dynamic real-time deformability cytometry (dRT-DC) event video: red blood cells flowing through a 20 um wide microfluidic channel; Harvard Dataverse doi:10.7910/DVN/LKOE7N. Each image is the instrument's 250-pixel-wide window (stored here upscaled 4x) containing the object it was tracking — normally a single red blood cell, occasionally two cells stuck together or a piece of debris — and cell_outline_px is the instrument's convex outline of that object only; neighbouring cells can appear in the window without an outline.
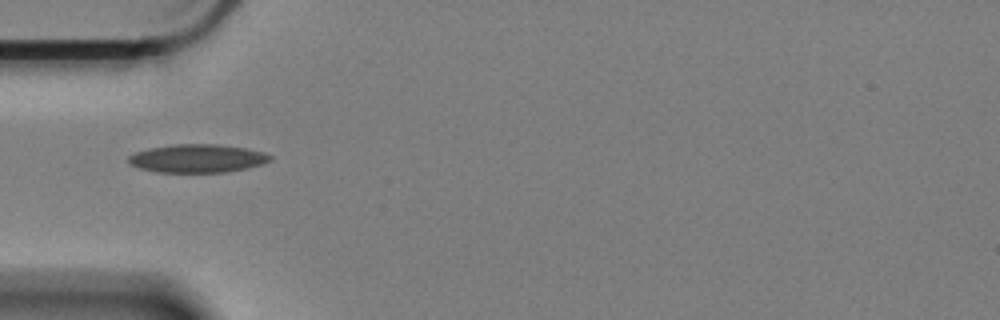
{"species": "Egyptian fruit bat (a non-hibernating species)", "species_latin": "Rousettus aegyptiacus", "temperature_condition": "cold", "stored_images_in_passage": 39, "camera_frame_rate_fps": 3000, "um_per_image_px": 0.085, "animal": {"sex": "female"}, "frame": {"image": 1, "passage_image": 1, "time_ms": 0.0, "image_size_px": [1000, 320], "cell_outline_px": [[272, 160], [264, 164], [248, 168], [224, 172], [156, 172], [140, 168], [128, 164], [128, 156], [136, 152], [148, 148], [172, 144], [216, 144], [244, 148], [264, 152], [272, 156]], "centroid_in_image_um": [16.78, 13.46], "position_along_channel_um": 68.2, "area_um2": 23.47}}
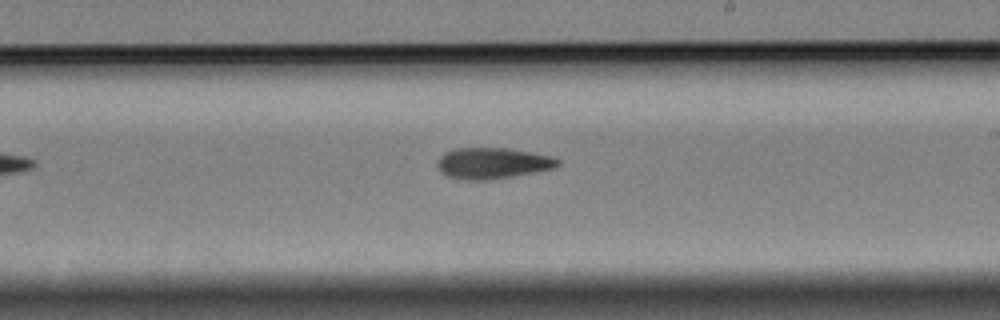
{"frame": {"image": 2, "passage_image": 17, "time_ms": 5.333, "image_size_px": [1000, 320], "cell_outline_px": [[560, 164], [556, 168], [484, 180], [464, 180], [448, 176], [440, 172], [436, 164], [440, 156], [444, 152], [456, 148], [508, 148], [532, 152], [552, 156], [560, 160]], "centroid_in_image_um": [41.85, 13.86], "position_along_channel_um": 247.2, "area_um2": 21.73}}
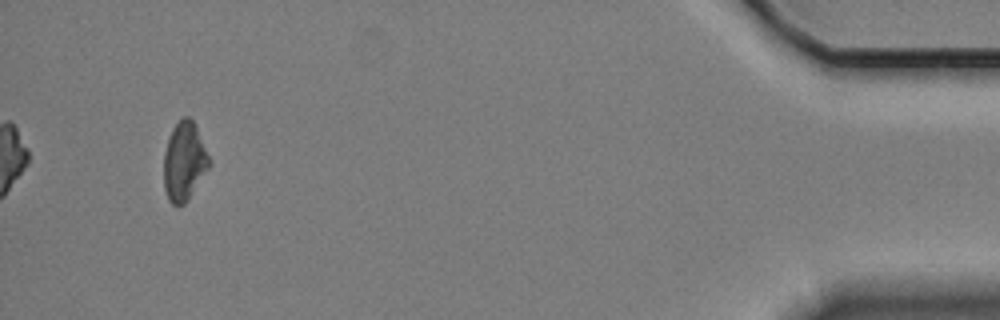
{"frame": {"image": 3, "passage_image": 39, "time_ms": 12.667, "image_size_px": [1000, 320], "cell_outline_px": [[212, 164], [188, 200], [184, 204], [172, 204], [168, 200], [164, 188], [164, 152], [168, 136], [172, 128], [184, 116], [188, 116], [192, 120], [196, 128]], "centroid_in_image_um": [15.65, 13.74], "position_along_channel_um": 419.6, "area_um2": 20.75}, "authors_computed_cell_mechanics": {"area_um2": 21.2126, "velocity_mm_per_s": 3.3372, "shape_relaxation_time_tau1_ms": 9.3627, "shape_relaxation_time_tau2_ms": null, "deformation_change_tau1": 0.1573, "deformation_change_tau2": null}}